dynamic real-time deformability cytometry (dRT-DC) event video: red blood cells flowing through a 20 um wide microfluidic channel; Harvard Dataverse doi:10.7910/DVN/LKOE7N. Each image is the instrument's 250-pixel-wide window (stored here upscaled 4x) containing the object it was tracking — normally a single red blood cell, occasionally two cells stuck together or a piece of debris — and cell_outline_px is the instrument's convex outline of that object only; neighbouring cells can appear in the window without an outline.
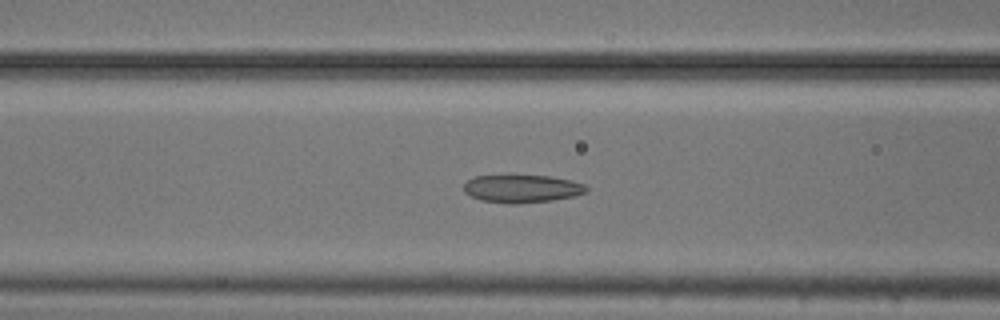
{"species": "common noctule bat (a hibernating species)", "species_latin": "Nyctalus noctula", "temperature_condition": "cold", "stored_images_in_passage": 54, "camera_frame_rate_fps": 3000, "um_per_image_px": 0.085, "animal": {"sex": "male", "body_mass_g": 20.5, "forearm_length_mm": 52.5}, "frame": {"image": 1, "passage_image": 21, "time_ms": 6.667, "image_size_px": [1000, 320], "cell_outline_px": [[588, 192], [572, 196], [552, 200], [516, 204], [508, 204], [480, 200], [464, 192], [464, 184], [468, 180], [476, 176], [552, 176], [572, 180], [584, 184], [588, 188]], "centroid_in_image_um": [44.39, 16.04], "position_along_channel_um": 122.2, "area_um2": 19.83}}
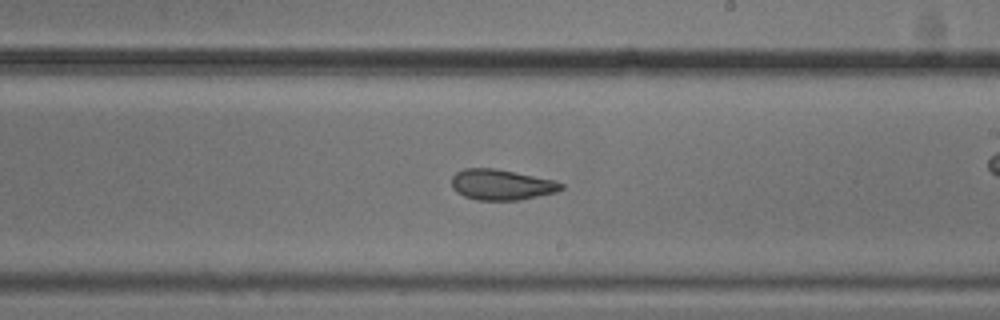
{"frame": {"image": 2, "passage_image": 31, "time_ms": 10.0, "image_size_px": [1000, 320], "cell_outline_px": [[564, 188], [556, 192], [520, 200], [476, 200], [464, 196], [456, 192], [452, 188], [452, 176], [456, 172], [464, 168], [496, 168], [556, 180], [564, 184]], "centroid_in_image_um": [42.63, 15.69], "position_along_channel_um": 246.4, "area_um2": 19.77}}
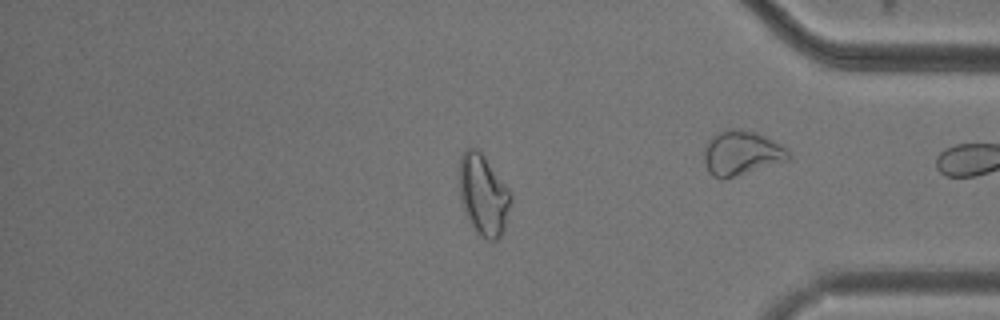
{"frame": {"image": 3, "passage_image": 45, "time_ms": 14.667, "image_size_px": [1000, 320], "cell_outline_px": [[512, 196], [504, 228], [500, 236], [496, 240], [488, 240], [480, 236], [472, 228], [460, 200], [460, 156], [472, 144], [480, 148], [508, 188]], "centroid_in_image_um": [41.08, 16.51], "position_along_channel_um": 394.1, "area_um2": 24.45}, "authors_computed_cell_mechanics": {"area_um2": 22.5709, "velocity_mm_per_s": 3.723, "shape_relaxation_time_tau1_ms": null, "shape_relaxation_time_tau2_ms": 2.6471, "deformation_change_tau1": null, "deformation_change_tau2": 0.0827}}